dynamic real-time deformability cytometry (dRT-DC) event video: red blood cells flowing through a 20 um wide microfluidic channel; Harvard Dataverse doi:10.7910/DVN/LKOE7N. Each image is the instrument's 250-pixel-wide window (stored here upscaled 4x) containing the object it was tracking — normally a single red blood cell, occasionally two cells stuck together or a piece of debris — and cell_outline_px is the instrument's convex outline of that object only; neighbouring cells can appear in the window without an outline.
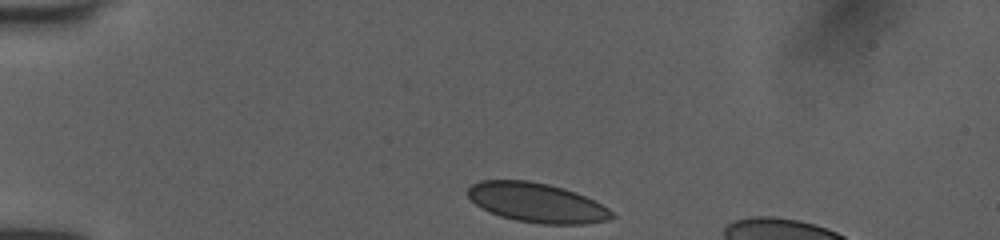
{"species": "human", "species_latin": "Homo sapiens", "temperature_condition": "room temperature", "stored_images_in_passage": 41, "camera_frame_rate_fps": 3000, "um_per_image_px": 0.085, "donor": {"sex": "female"}, "frame": {"image": 1, "passage_image": 1, "time_ms": 0.0, "image_size_px": [1000, 240], "cell_outline_px": [[616, 216], [608, 220], [584, 224], [540, 224], [516, 220], [500, 216], [488, 212], [476, 204], [468, 196], [468, 188], [472, 184], [480, 180], [528, 180], [548, 184], [576, 192], [608, 208]], "centroid_in_image_um": [45.61, 17.23], "position_along_channel_um": 39.4, "area_um2": 33.0}}
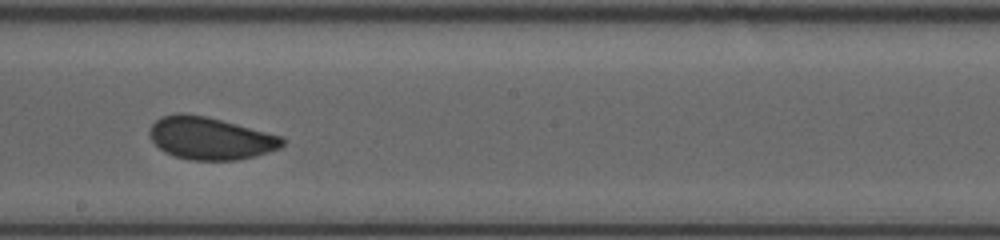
{"frame": {"image": 2, "passage_image": 19, "time_ms": 6.0, "image_size_px": [1000, 240], "cell_outline_px": [[284, 144], [280, 148], [256, 156], [236, 160], [192, 160], [176, 156], [164, 152], [148, 136], [148, 132], [152, 124], [156, 120], [164, 116], [180, 112], [184, 112], [204, 116], [236, 124], [280, 136], [284, 140]], "centroid_in_image_um": [17.84, 11.76], "position_along_channel_um": 230.4, "area_um2": 32.54}}
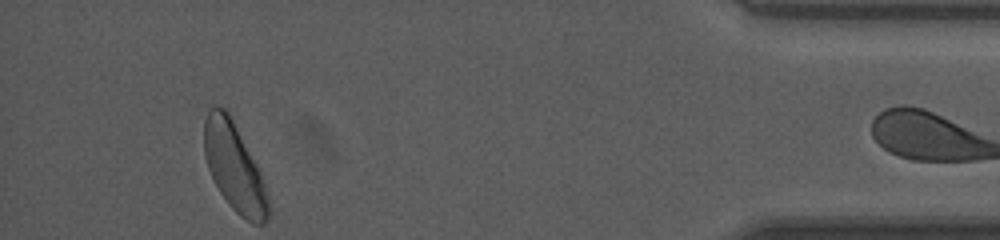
{"frame": {"image": 3, "passage_image": 37, "time_ms": 12.0, "image_size_px": [1000, 240], "cell_outline_px": [[268, 220], [264, 224], [252, 224], [240, 216], [228, 204], [212, 180], [204, 156], [204, 120], [208, 108], [224, 108], [228, 112], [256, 164], [264, 180], [268, 196]], "centroid_in_image_um": [19.9, 14.25], "position_along_channel_um": 415.3, "area_um2": 32.77}, "authors_computed_cell_mechanics": {"area_um2": 32.8882, "velocity_mm_per_s": 3.987, "shape_relaxation_time_tau1_ms": 6.7261, "shape_relaxation_time_tau2_ms": 0.6736, "deformation_change_tau1": 0.1076, "deformation_change_tau2": 0.0509}}